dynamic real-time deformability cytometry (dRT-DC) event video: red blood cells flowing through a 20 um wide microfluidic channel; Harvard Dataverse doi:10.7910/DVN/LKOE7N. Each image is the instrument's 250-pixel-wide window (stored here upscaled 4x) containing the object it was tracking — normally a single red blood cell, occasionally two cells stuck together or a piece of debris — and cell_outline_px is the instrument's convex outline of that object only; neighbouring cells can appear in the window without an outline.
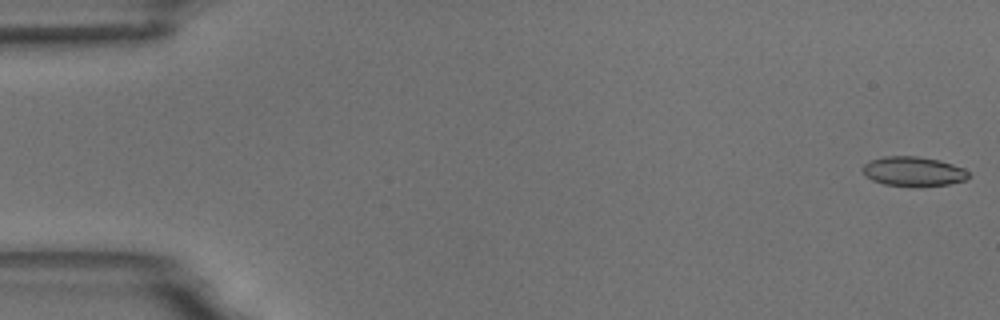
{"species": "common noctule bat (a hibernating species)", "species_latin": "Nyctalus noctula", "temperature_condition": "room temperature", "stored_images_in_passage": 6, "camera_frame_rate_fps": 3000, "um_per_image_px": 0.085, "animal": {"sex": "male", "body_mass_g": 18.8}, "frame": {"image": 1, "passage_image": 1, "time_ms": 0.0, "image_size_px": [1000, 320], "cell_outline_px": [[968, 176], [964, 180], [948, 184], [884, 184], [872, 180], [864, 176], [860, 168], [868, 160], [884, 156], [916, 156], [940, 160], [964, 168], [968, 172]], "centroid_in_image_um": [77.55, 14.52], "position_along_channel_um": 7.4, "area_um2": 17.74}}
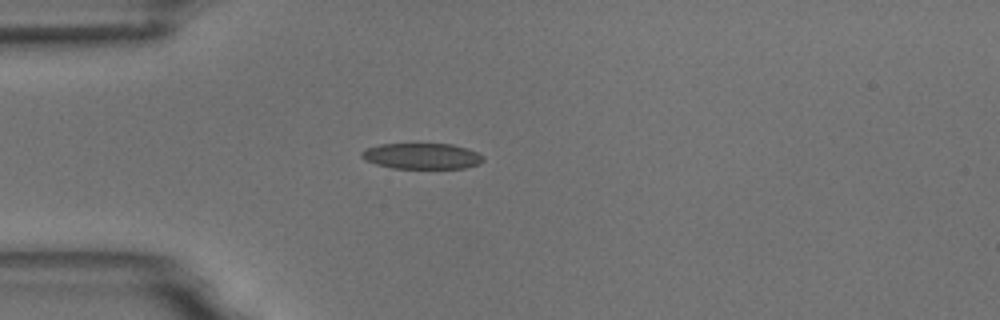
{"frame": {"image": 2, "passage_image": 5, "time_ms": 4.667, "image_size_px": [1000, 320], "cell_outline_px": [[484, 160], [480, 164], [464, 168], [392, 168], [376, 164], [364, 160], [360, 156], [360, 152], [364, 148], [380, 144], [452, 144], [468, 148], [484, 156]], "centroid_in_image_um": [35.84, 13.26], "position_along_channel_um": 49.2, "area_um2": 18.5}}